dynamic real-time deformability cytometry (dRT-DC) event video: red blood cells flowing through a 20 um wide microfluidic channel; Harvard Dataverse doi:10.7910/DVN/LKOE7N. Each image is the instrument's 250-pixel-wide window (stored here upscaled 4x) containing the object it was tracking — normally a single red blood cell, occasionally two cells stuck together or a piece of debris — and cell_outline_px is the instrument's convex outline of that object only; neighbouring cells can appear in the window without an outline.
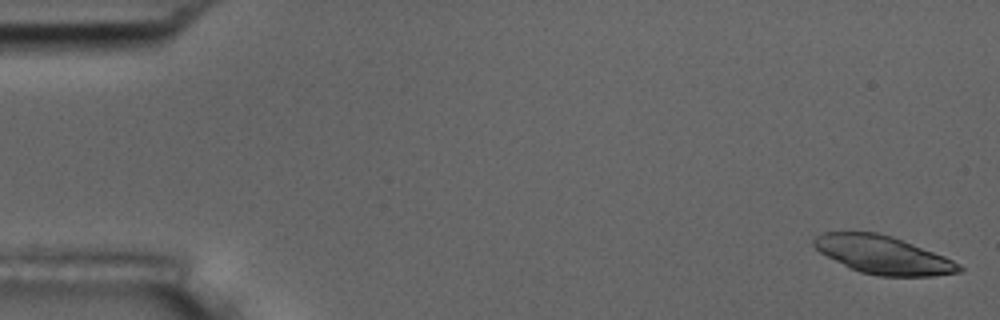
{"species": "common noctule bat (a hibernating species)", "species_latin": "Nyctalus noctula", "temperature_condition": "room temperature", "stored_images_in_passage": 11, "camera_frame_rate_fps": 3000, "um_per_image_px": 0.085, "animal": {"sex": "male", "body_mass_g": 17.5, "forearm_length_mm": 52.3}, "frame": {"image": 1, "passage_image": 1, "time_ms": 0.0, "image_size_px": [1000, 320], "cell_outline_px": [[964, 272], [932, 276], [880, 276], [860, 272], [820, 252], [812, 244], [812, 240], [816, 236], [824, 232], [876, 232], [892, 236], [944, 256], [960, 264], [964, 268]], "centroid_in_image_um": [75.1, 21.67], "position_along_channel_um": 9.9, "area_um2": 31.91}}
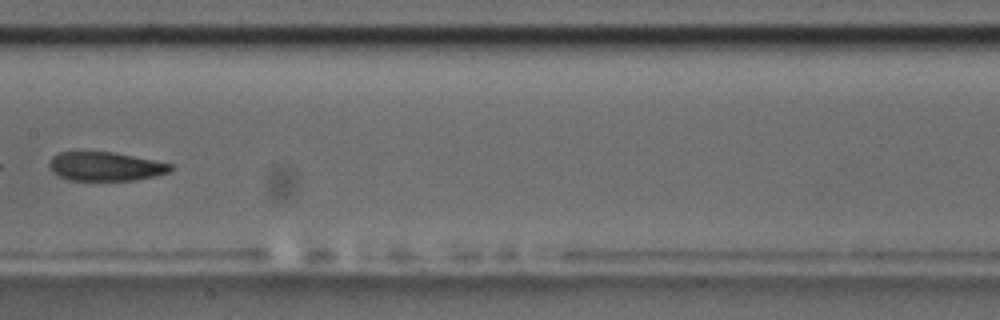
{"frame": {"image": 2, "passage_image": 8, "time_ms": 9.0, "image_size_px": [1000, 320], "cell_outline_px": [[172, 168], [168, 172], [156, 176], [136, 180], [68, 180], [52, 172], [48, 164], [48, 160], [52, 156], [60, 152], [112, 152], [172, 164]], "centroid_in_image_um": [8.92, 14.15], "position_along_channel_um": 198.5, "area_um2": 20.29}}